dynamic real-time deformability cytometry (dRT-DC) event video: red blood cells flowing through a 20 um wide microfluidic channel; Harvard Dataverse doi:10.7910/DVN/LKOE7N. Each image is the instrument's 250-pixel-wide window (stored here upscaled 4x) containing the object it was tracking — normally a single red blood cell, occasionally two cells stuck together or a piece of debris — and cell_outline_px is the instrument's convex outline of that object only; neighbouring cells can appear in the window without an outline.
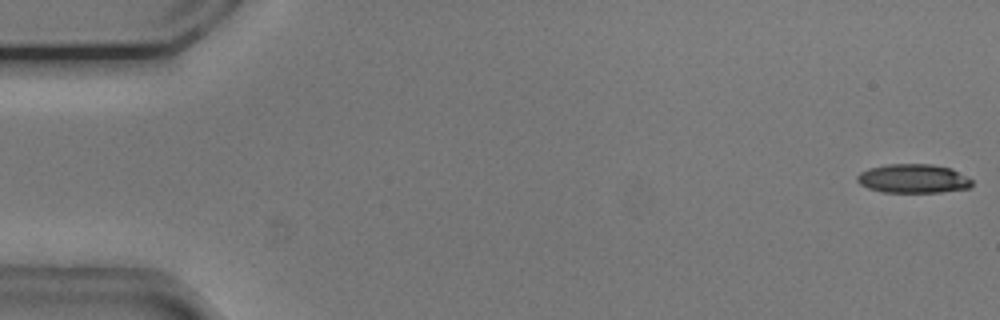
{"species": "common noctule bat (a hibernating species)", "species_latin": "Nyctalus noctula", "temperature_condition": "cold", "stored_images_in_passage": 48, "camera_frame_rate_fps": 3000, "um_per_image_px": 0.085, "animal": {"sex": "male", "body_mass_g": 20.5, "forearm_length_mm": 52.5}, "frame": {"image": 1, "passage_image": 1, "time_ms": 0.0, "image_size_px": [1000, 320], "cell_outline_px": [[972, 184], [968, 188], [940, 192], [884, 192], [868, 188], [860, 184], [856, 180], [856, 176], [860, 172], [868, 168], [888, 164], [932, 164], [952, 168], [972, 180]], "centroid_in_image_um": [77.6, 15.17], "position_along_channel_um": 7.4, "area_um2": 19.36}}
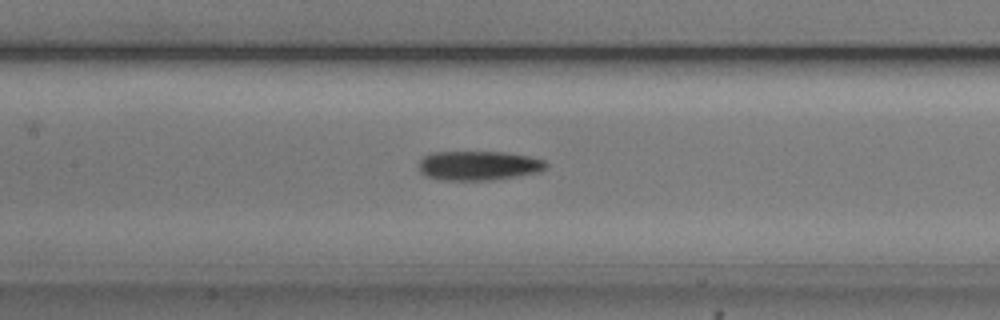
{"frame": {"image": 2, "passage_image": 25, "time_ms": 8.0, "image_size_px": [1000, 320], "cell_outline_px": [[548, 168], [540, 172], [520, 176], [492, 180], [436, 180], [424, 176], [420, 172], [420, 160], [424, 156], [432, 152], [504, 152], [528, 156], [544, 160], [548, 164]], "centroid_in_image_um": [40.69, 14.09], "position_along_channel_um": 166.7, "area_um2": 22.08}}
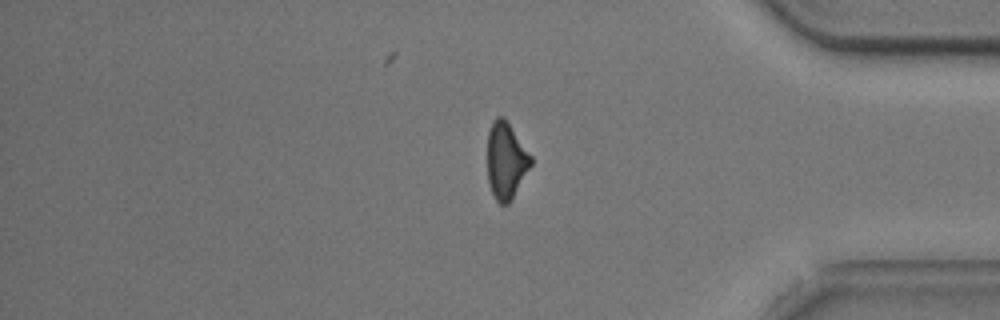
{"frame": {"image": 3, "passage_image": 45, "time_ms": 14.667, "image_size_px": [1000, 320], "cell_outline_px": [[532, 164], [508, 204], [500, 204], [496, 200], [492, 192], [488, 180], [488, 128], [492, 120], [496, 116], [504, 116], [532, 156]], "centroid_in_image_um": [43.0, 13.6], "position_along_channel_um": 392.2, "area_um2": 19.36}}